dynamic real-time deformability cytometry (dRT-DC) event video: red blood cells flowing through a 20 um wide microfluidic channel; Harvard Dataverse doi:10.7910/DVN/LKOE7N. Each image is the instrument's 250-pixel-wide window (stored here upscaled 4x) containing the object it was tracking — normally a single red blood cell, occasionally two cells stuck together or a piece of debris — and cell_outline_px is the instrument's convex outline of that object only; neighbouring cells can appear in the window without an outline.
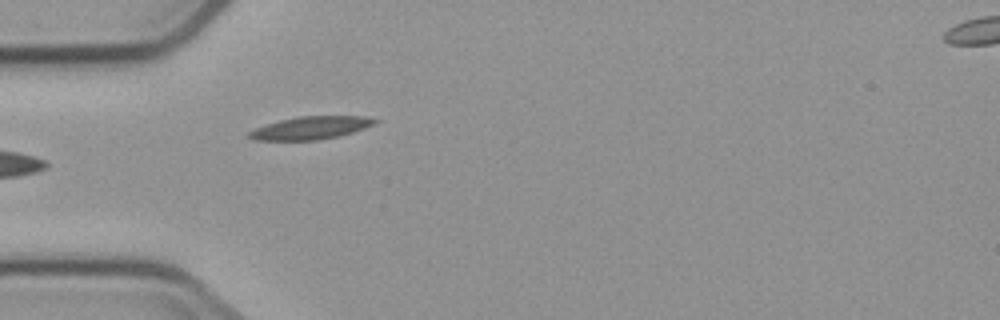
{"species": "common noctule bat (a hibernating species)", "species_latin": "Nyctalus noctula", "temperature_condition": "cold", "stored_images_in_passage": 6, "segment_of_instrument_passage": [1, 2], "camera_frame_rate_fps": 3000, "um_per_image_px": 0.085, "animal": {"sex": "male", "body_mass_g": 23.1, "forearm_length_mm": 52.7}, "frame": {"image": 1, "passage_image": 5, "time_ms": 5.667, "image_size_px": [1000, 320], "cell_outline_px": [[380, 120], [376, 124], [340, 136], [316, 140], [252, 140], [248, 136], [248, 132], [256, 128], [280, 120], [300, 116], [368, 116]], "centroid_in_image_um": [26.46, 10.87], "position_along_channel_um": 58.5, "area_um2": 16.7}}